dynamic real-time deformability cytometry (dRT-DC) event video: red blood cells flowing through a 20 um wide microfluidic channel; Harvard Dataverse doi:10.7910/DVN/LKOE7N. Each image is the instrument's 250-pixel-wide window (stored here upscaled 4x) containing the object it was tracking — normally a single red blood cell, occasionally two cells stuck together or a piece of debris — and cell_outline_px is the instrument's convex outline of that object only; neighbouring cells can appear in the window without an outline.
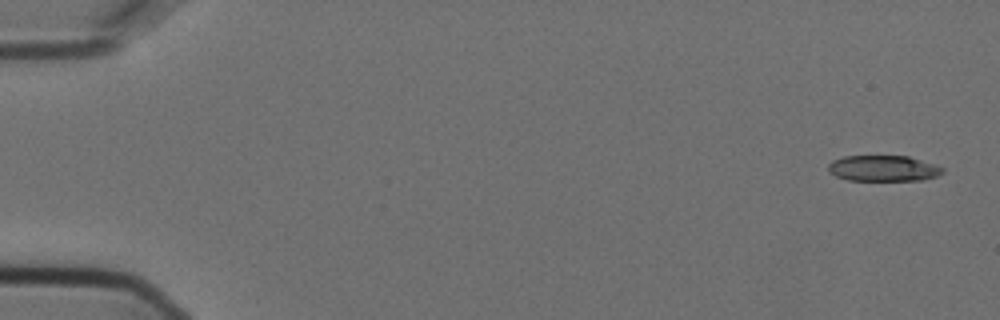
{"species": "Egyptian fruit bat (a non-hibernating species)", "species_latin": "Rousettus aegyptiacus", "temperature_condition": "cold", "stored_images_in_passage": 5, "camera_frame_rate_fps": 3000, "um_per_image_px": 0.085, "animal": {"sex": "female"}, "frame": {"image": 1, "passage_image": 1, "time_ms": 0.0, "image_size_px": [1000, 320], "cell_outline_px": [[944, 172], [936, 176], [924, 180], [848, 180], [836, 176], [828, 172], [828, 164], [832, 160], [844, 156], [908, 156], [944, 168]], "centroid_in_image_um": [75.05, 14.31], "position_along_channel_um": 10.0, "area_um2": 17.17}}